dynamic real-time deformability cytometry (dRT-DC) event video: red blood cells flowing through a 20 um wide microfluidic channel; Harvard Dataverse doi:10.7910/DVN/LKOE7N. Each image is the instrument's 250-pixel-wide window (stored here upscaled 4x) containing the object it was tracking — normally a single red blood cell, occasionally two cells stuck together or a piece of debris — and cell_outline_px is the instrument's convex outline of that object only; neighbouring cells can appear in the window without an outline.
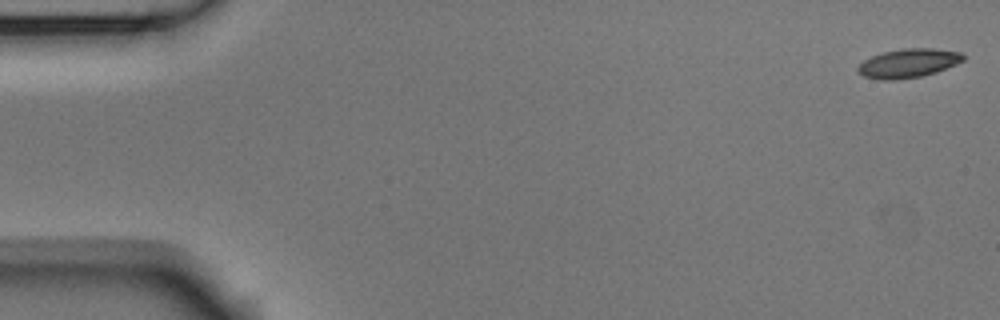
{"species": "Egyptian fruit bat (a non-hibernating species)", "species_latin": "Rousettus aegyptiacus", "temperature_condition": "room temperature", "stored_images_in_passage": 54, "camera_frame_rate_fps": 3000, "um_per_image_px": 0.085, "animal": {"sex": "male"}, "frame": {"image": 1, "passage_image": 1, "time_ms": 0.0, "image_size_px": [1000, 320], "cell_outline_px": [[964, 60], [956, 64], [936, 72], [920, 76], [892, 80], [880, 80], [864, 76], [856, 68], [864, 60], [872, 56], [884, 52], [904, 48], [932, 48], [960, 52], [964, 56]], "centroid_in_image_um": [77.21, 5.37], "position_along_channel_um": 7.8, "area_um2": 17.51}}
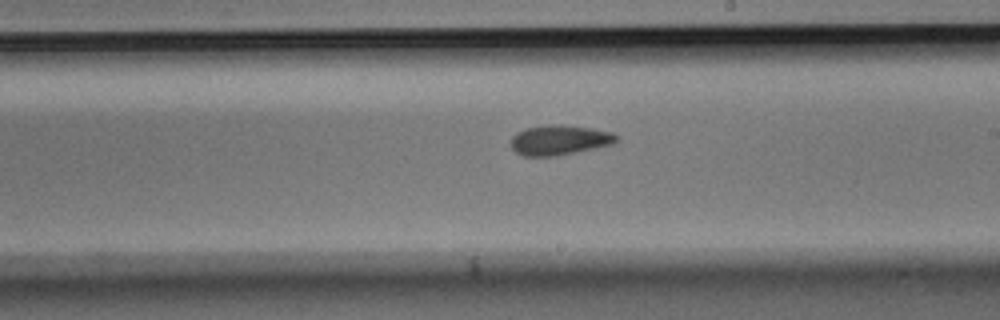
{"frame": {"image": 2, "passage_image": 31, "time_ms": 10.0, "image_size_px": [1000, 320], "cell_outline_px": [[620, 136], [612, 144], [556, 156], [524, 156], [516, 152], [512, 148], [512, 136], [516, 132], [528, 128], [560, 124], [592, 128], [612, 132]], "centroid_in_image_um": [47.57, 11.9], "position_along_channel_um": 241.4, "area_um2": 18.15}}
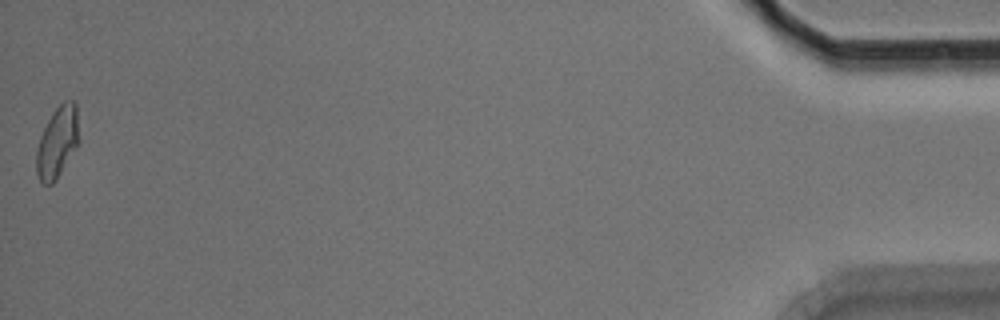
{"frame": {"image": 3, "passage_image": 54, "time_ms": 17.667, "image_size_px": [1000, 320], "cell_outline_px": [[80, 140], [76, 148], [56, 180], [52, 184], [40, 184], [36, 172], [36, 152], [40, 136], [52, 112], [64, 100], [72, 100], [76, 104]], "centroid_in_image_um": [4.88, 12.09], "position_along_channel_um": 430.3, "area_um2": 17.86}, "authors_computed_cell_mechanics": {"area_um2": 17.7735, "velocity_mm_per_s": 3.7172, "shape_relaxation_time_tau1_ms": 7.2054, "shape_relaxation_time_tau2_ms": 3.1047, "deformation_change_tau1": 0.1608, "deformation_change_tau2": 0.0886}}